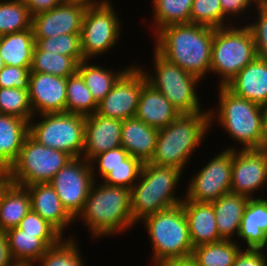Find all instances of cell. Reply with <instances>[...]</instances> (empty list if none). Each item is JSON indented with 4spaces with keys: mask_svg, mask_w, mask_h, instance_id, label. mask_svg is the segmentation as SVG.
Here are the masks:
<instances>
[{
    "mask_svg": "<svg viewBox=\"0 0 267 266\" xmlns=\"http://www.w3.org/2000/svg\"><path fill=\"white\" fill-rule=\"evenodd\" d=\"M141 222L150 237L153 251V266L162 263L191 258L193 245L189 236L188 222L183 206L144 217Z\"/></svg>",
    "mask_w": 267,
    "mask_h": 266,
    "instance_id": "8992f818",
    "label": "cell"
},
{
    "mask_svg": "<svg viewBox=\"0 0 267 266\" xmlns=\"http://www.w3.org/2000/svg\"><path fill=\"white\" fill-rule=\"evenodd\" d=\"M10 254L15 262H30L37 264L40 257L49 246L38 237V234L25 233L18 227L5 232Z\"/></svg>",
    "mask_w": 267,
    "mask_h": 266,
    "instance_id": "f546056e",
    "label": "cell"
},
{
    "mask_svg": "<svg viewBox=\"0 0 267 266\" xmlns=\"http://www.w3.org/2000/svg\"><path fill=\"white\" fill-rule=\"evenodd\" d=\"M158 266H197V265L191 258H188V259L168 261Z\"/></svg>",
    "mask_w": 267,
    "mask_h": 266,
    "instance_id": "816d5d0a",
    "label": "cell"
},
{
    "mask_svg": "<svg viewBox=\"0 0 267 266\" xmlns=\"http://www.w3.org/2000/svg\"><path fill=\"white\" fill-rule=\"evenodd\" d=\"M4 66H5V64H4L3 59H2V57H1V55H0V69H1L2 67H4Z\"/></svg>",
    "mask_w": 267,
    "mask_h": 266,
    "instance_id": "9f6ffc18",
    "label": "cell"
},
{
    "mask_svg": "<svg viewBox=\"0 0 267 266\" xmlns=\"http://www.w3.org/2000/svg\"><path fill=\"white\" fill-rule=\"evenodd\" d=\"M31 200V210L51 224L63 237L64 229L75 220L63 207L50 183L25 186Z\"/></svg>",
    "mask_w": 267,
    "mask_h": 266,
    "instance_id": "d6986e66",
    "label": "cell"
},
{
    "mask_svg": "<svg viewBox=\"0 0 267 266\" xmlns=\"http://www.w3.org/2000/svg\"><path fill=\"white\" fill-rule=\"evenodd\" d=\"M235 148H227L232 149L231 192L255 198V191L267 185V147Z\"/></svg>",
    "mask_w": 267,
    "mask_h": 266,
    "instance_id": "9a60e30c",
    "label": "cell"
},
{
    "mask_svg": "<svg viewBox=\"0 0 267 266\" xmlns=\"http://www.w3.org/2000/svg\"><path fill=\"white\" fill-rule=\"evenodd\" d=\"M255 7L257 20L247 26L253 34L257 57L267 59V0H260Z\"/></svg>",
    "mask_w": 267,
    "mask_h": 266,
    "instance_id": "b9f144b4",
    "label": "cell"
},
{
    "mask_svg": "<svg viewBox=\"0 0 267 266\" xmlns=\"http://www.w3.org/2000/svg\"><path fill=\"white\" fill-rule=\"evenodd\" d=\"M37 116L42 120L36 122L35 118L38 117L34 115L29 121V135L34 140L46 147L64 151L72 158L82 157L85 116L69 112L44 113Z\"/></svg>",
    "mask_w": 267,
    "mask_h": 266,
    "instance_id": "9c48e42d",
    "label": "cell"
},
{
    "mask_svg": "<svg viewBox=\"0 0 267 266\" xmlns=\"http://www.w3.org/2000/svg\"><path fill=\"white\" fill-rule=\"evenodd\" d=\"M30 67L5 65L0 69V88L29 90Z\"/></svg>",
    "mask_w": 267,
    "mask_h": 266,
    "instance_id": "ee69618b",
    "label": "cell"
},
{
    "mask_svg": "<svg viewBox=\"0 0 267 266\" xmlns=\"http://www.w3.org/2000/svg\"><path fill=\"white\" fill-rule=\"evenodd\" d=\"M122 121L96 113L85 116L84 150L82 157L91 161L95 156L121 146Z\"/></svg>",
    "mask_w": 267,
    "mask_h": 266,
    "instance_id": "ac0fdd59",
    "label": "cell"
},
{
    "mask_svg": "<svg viewBox=\"0 0 267 266\" xmlns=\"http://www.w3.org/2000/svg\"><path fill=\"white\" fill-rule=\"evenodd\" d=\"M28 135V121L0 114V168L9 169L17 160Z\"/></svg>",
    "mask_w": 267,
    "mask_h": 266,
    "instance_id": "d4e9b609",
    "label": "cell"
},
{
    "mask_svg": "<svg viewBox=\"0 0 267 266\" xmlns=\"http://www.w3.org/2000/svg\"><path fill=\"white\" fill-rule=\"evenodd\" d=\"M18 228L25 233L38 234L48 246L56 244L62 238L51 224L32 210L20 221Z\"/></svg>",
    "mask_w": 267,
    "mask_h": 266,
    "instance_id": "60d3db41",
    "label": "cell"
},
{
    "mask_svg": "<svg viewBox=\"0 0 267 266\" xmlns=\"http://www.w3.org/2000/svg\"><path fill=\"white\" fill-rule=\"evenodd\" d=\"M152 3L153 35L169 25L190 23L193 0H152Z\"/></svg>",
    "mask_w": 267,
    "mask_h": 266,
    "instance_id": "1f68e13d",
    "label": "cell"
},
{
    "mask_svg": "<svg viewBox=\"0 0 267 266\" xmlns=\"http://www.w3.org/2000/svg\"><path fill=\"white\" fill-rule=\"evenodd\" d=\"M77 67L78 63L72 57L42 51L35 44L30 72H40L67 78L77 72Z\"/></svg>",
    "mask_w": 267,
    "mask_h": 266,
    "instance_id": "836d02e7",
    "label": "cell"
},
{
    "mask_svg": "<svg viewBox=\"0 0 267 266\" xmlns=\"http://www.w3.org/2000/svg\"><path fill=\"white\" fill-rule=\"evenodd\" d=\"M154 36L153 49L168 61L201 80L210 73L213 28L193 23L173 24Z\"/></svg>",
    "mask_w": 267,
    "mask_h": 266,
    "instance_id": "6da1fadb",
    "label": "cell"
},
{
    "mask_svg": "<svg viewBox=\"0 0 267 266\" xmlns=\"http://www.w3.org/2000/svg\"><path fill=\"white\" fill-rule=\"evenodd\" d=\"M233 266H267V258L260 249L244 248L237 255Z\"/></svg>",
    "mask_w": 267,
    "mask_h": 266,
    "instance_id": "bcb514c9",
    "label": "cell"
},
{
    "mask_svg": "<svg viewBox=\"0 0 267 266\" xmlns=\"http://www.w3.org/2000/svg\"><path fill=\"white\" fill-rule=\"evenodd\" d=\"M264 147H267V104L261 106Z\"/></svg>",
    "mask_w": 267,
    "mask_h": 266,
    "instance_id": "f5cc1de1",
    "label": "cell"
},
{
    "mask_svg": "<svg viewBox=\"0 0 267 266\" xmlns=\"http://www.w3.org/2000/svg\"><path fill=\"white\" fill-rule=\"evenodd\" d=\"M90 162L83 157L71 158L49 182L63 207L76 220L94 183Z\"/></svg>",
    "mask_w": 267,
    "mask_h": 266,
    "instance_id": "7c38bea8",
    "label": "cell"
},
{
    "mask_svg": "<svg viewBox=\"0 0 267 266\" xmlns=\"http://www.w3.org/2000/svg\"><path fill=\"white\" fill-rule=\"evenodd\" d=\"M256 57L255 41L248 26L213 28L210 72L220 76V86H225Z\"/></svg>",
    "mask_w": 267,
    "mask_h": 266,
    "instance_id": "52a82bcc",
    "label": "cell"
},
{
    "mask_svg": "<svg viewBox=\"0 0 267 266\" xmlns=\"http://www.w3.org/2000/svg\"><path fill=\"white\" fill-rule=\"evenodd\" d=\"M232 149L215 155L191 178L184 197L189 201L211 203L231 192Z\"/></svg>",
    "mask_w": 267,
    "mask_h": 266,
    "instance_id": "4fadbf2b",
    "label": "cell"
},
{
    "mask_svg": "<svg viewBox=\"0 0 267 266\" xmlns=\"http://www.w3.org/2000/svg\"><path fill=\"white\" fill-rule=\"evenodd\" d=\"M249 199L247 196L229 192L211 202L217 230L222 240H234L235 234L238 237L242 216Z\"/></svg>",
    "mask_w": 267,
    "mask_h": 266,
    "instance_id": "cb8c5ba5",
    "label": "cell"
},
{
    "mask_svg": "<svg viewBox=\"0 0 267 266\" xmlns=\"http://www.w3.org/2000/svg\"><path fill=\"white\" fill-rule=\"evenodd\" d=\"M142 166L143 162L139 158L129 155L125 159V165H119L112 168L101 182L110 186L131 189L138 181Z\"/></svg>",
    "mask_w": 267,
    "mask_h": 266,
    "instance_id": "ab89813d",
    "label": "cell"
},
{
    "mask_svg": "<svg viewBox=\"0 0 267 266\" xmlns=\"http://www.w3.org/2000/svg\"><path fill=\"white\" fill-rule=\"evenodd\" d=\"M66 2H71V3H77V4H81L84 5L85 7H93V6H100V5H104L107 4L111 1L109 0H64Z\"/></svg>",
    "mask_w": 267,
    "mask_h": 266,
    "instance_id": "f907efd6",
    "label": "cell"
},
{
    "mask_svg": "<svg viewBox=\"0 0 267 266\" xmlns=\"http://www.w3.org/2000/svg\"><path fill=\"white\" fill-rule=\"evenodd\" d=\"M236 240H220L217 243L202 244L193 248L191 259L197 266H233L241 251Z\"/></svg>",
    "mask_w": 267,
    "mask_h": 266,
    "instance_id": "f1b7e54d",
    "label": "cell"
},
{
    "mask_svg": "<svg viewBox=\"0 0 267 266\" xmlns=\"http://www.w3.org/2000/svg\"><path fill=\"white\" fill-rule=\"evenodd\" d=\"M267 233V198L248 200L242 216L238 237L245 241L247 248L260 249Z\"/></svg>",
    "mask_w": 267,
    "mask_h": 266,
    "instance_id": "484cf974",
    "label": "cell"
},
{
    "mask_svg": "<svg viewBox=\"0 0 267 266\" xmlns=\"http://www.w3.org/2000/svg\"><path fill=\"white\" fill-rule=\"evenodd\" d=\"M71 158L66 152L46 147L28 135L8 170L12 182L22 187L49 183Z\"/></svg>",
    "mask_w": 267,
    "mask_h": 266,
    "instance_id": "30bf717a",
    "label": "cell"
},
{
    "mask_svg": "<svg viewBox=\"0 0 267 266\" xmlns=\"http://www.w3.org/2000/svg\"><path fill=\"white\" fill-rule=\"evenodd\" d=\"M225 86L243 99L261 106L267 104V59L256 57Z\"/></svg>",
    "mask_w": 267,
    "mask_h": 266,
    "instance_id": "ffe728a7",
    "label": "cell"
},
{
    "mask_svg": "<svg viewBox=\"0 0 267 266\" xmlns=\"http://www.w3.org/2000/svg\"><path fill=\"white\" fill-rule=\"evenodd\" d=\"M0 114L31 121L34 114L30 104L29 90L0 88Z\"/></svg>",
    "mask_w": 267,
    "mask_h": 266,
    "instance_id": "74e56055",
    "label": "cell"
},
{
    "mask_svg": "<svg viewBox=\"0 0 267 266\" xmlns=\"http://www.w3.org/2000/svg\"><path fill=\"white\" fill-rule=\"evenodd\" d=\"M90 60H83L78 64L77 72L83 78L85 85L93 98L99 103L112 89L119 77L129 68L125 67L118 72L102 66L90 65Z\"/></svg>",
    "mask_w": 267,
    "mask_h": 266,
    "instance_id": "4dcf8cb0",
    "label": "cell"
},
{
    "mask_svg": "<svg viewBox=\"0 0 267 266\" xmlns=\"http://www.w3.org/2000/svg\"><path fill=\"white\" fill-rule=\"evenodd\" d=\"M181 205L188 222L193 247L222 240L217 230L212 203L189 201L184 198Z\"/></svg>",
    "mask_w": 267,
    "mask_h": 266,
    "instance_id": "7402d4cb",
    "label": "cell"
},
{
    "mask_svg": "<svg viewBox=\"0 0 267 266\" xmlns=\"http://www.w3.org/2000/svg\"><path fill=\"white\" fill-rule=\"evenodd\" d=\"M210 112L180 114L167 127L159 129L151 164L172 166L182 172L210 130Z\"/></svg>",
    "mask_w": 267,
    "mask_h": 266,
    "instance_id": "3957f363",
    "label": "cell"
},
{
    "mask_svg": "<svg viewBox=\"0 0 267 266\" xmlns=\"http://www.w3.org/2000/svg\"><path fill=\"white\" fill-rule=\"evenodd\" d=\"M114 10L111 2L86 8L80 33L85 60L111 51L110 48H114L120 39L122 24Z\"/></svg>",
    "mask_w": 267,
    "mask_h": 266,
    "instance_id": "8fae6325",
    "label": "cell"
},
{
    "mask_svg": "<svg viewBox=\"0 0 267 266\" xmlns=\"http://www.w3.org/2000/svg\"><path fill=\"white\" fill-rule=\"evenodd\" d=\"M36 266L37 264L30 263V262H13L10 266Z\"/></svg>",
    "mask_w": 267,
    "mask_h": 266,
    "instance_id": "db71d44e",
    "label": "cell"
},
{
    "mask_svg": "<svg viewBox=\"0 0 267 266\" xmlns=\"http://www.w3.org/2000/svg\"><path fill=\"white\" fill-rule=\"evenodd\" d=\"M182 171L172 166L144 162L138 181L132 186L131 212L136 223L144 217L170 209L183 202L175 195Z\"/></svg>",
    "mask_w": 267,
    "mask_h": 266,
    "instance_id": "277c9868",
    "label": "cell"
},
{
    "mask_svg": "<svg viewBox=\"0 0 267 266\" xmlns=\"http://www.w3.org/2000/svg\"><path fill=\"white\" fill-rule=\"evenodd\" d=\"M96 181L91 186L82 212L78 215L90 230L91 238L127 231L136 222L131 212V191Z\"/></svg>",
    "mask_w": 267,
    "mask_h": 266,
    "instance_id": "7a4b0ae2",
    "label": "cell"
},
{
    "mask_svg": "<svg viewBox=\"0 0 267 266\" xmlns=\"http://www.w3.org/2000/svg\"><path fill=\"white\" fill-rule=\"evenodd\" d=\"M13 262L6 233L0 231V266H10Z\"/></svg>",
    "mask_w": 267,
    "mask_h": 266,
    "instance_id": "c3c4849f",
    "label": "cell"
},
{
    "mask_svg": "<svg viewBox=\"0 0 267 266\" xmlns=\"http://www.w3.org/2000/svg\"><path fill=\"white\" fill-rule=\"evenodd\" d=\"M226 21L220 0H193L190 23L217 29L228 26Z\"/></svg>",
    "mask_w": 267,
    "mask_h": 266,
    "instance_id": "f35d334b",
    "label": "cell"
},
{
    "mask_svg": "<svg viewBox=\"0 0 267 266\" xmlns=\"http://www.w3.org/2000/svg\"><path fill=\"white\" fill-rule=\"evenodd\" d=\"M67 78L31 72L29 99L33 114L66 112Z\"/></svg>",
    "mask_w": 267,
    "mask_h": 266,
    "instance_id": "e0dca14e",
    "label": "cell"
},
{
    "mask_svg": "<svg viewBox=\"0 0 267 266\" xmlns=\"http://www.w3.org/2000/svg\"><path fill=\"white\" fill-rule=\"evenodd\" d=\"M129 156V153L122 147L110 149L95 156L91 161V169L93 172V178L96 180V173L101 176V180L112 170V168L119 165H125V159ZM97 163L98 167H95ZM98 168V170H97ZM97 170V172H95Z\"/></svg>",
    "mask_w": 267,
    "mask_h": 266,
    "instance_id": "7bdbcfd3",
    "label": "cell"
},
{
    "mask_svg": "<svg viewBox=\"0 0 267 266\" xmlns=\"http://www.w3.org/2000/svg\"><path fill=\"white\" fill-rule=\"evenodd\" d=\"M159 129L132 117L122 121L121 146L130 156L149 162L154 155Z\"/></svg>",
    "mask_w": 267,
    "mask_h": 266,
    "instance_id": "603a6c76",
    "label": "cell"
},
{
    "mask_svg": "<svg viewBox=\"0 0 267 266\" xmlns=\"http://www.w3.org/2000/svg\"><path fill=\"white\" fill-rule=\"evenodd\" d=\"M30 210L31 200L27 188L12 183L0 202V231L18 227Z\"/></svg>",
    "mask_w": 267,
    "mask_h": 266,
    "instance_id": "83f0119b",
    "label": "cell"
},
{
    "mask_svg": "<svg viewBox=\"0 0 267 266\" xmlns=\"http://www.w3.org/2000/svg\"><path fill=\"white\" fill-rule=\"evenodd\" d=\"M153 53L155 73L143 71L147 82L161 92L180 114L204 112L196 93L201 79L168 61L155 49Z\"/></svg>",
    "mask_w": 267,
    "mask_h": 266,
    "instance_id": "ba28073f",
    "label": "cell"
},
{
    "mask_svg": "<svg viewBox=\"0 0 267 266\" xmlns=\"http://www.w3.org/2000/svg\"><path fill=\"white\" fill-rule=\"evenodd\" d=\"M180 112L147 81L143 84L135 118L156 129L167 127Z\"/></svg>",
    "mask_w": 267,
    "mask_h": 266,
    "instance_id": "44dd1931",
    "label": "cell"
},
{
    "mask_svg": "<svg viewBox=\"0 0 267 266\" xmlns=\"http://www.w3.org/2000/svg\"><path fill=\"white\" fill-rule=\"evenodd\" d=\"M32 29V15L23 0H0V36Z\"/></svg>",
    "mask_w": 267,
    "mask_h": 266,
    "instance_id": "e575fe53",
    "label": "cell"
},
{
    "mask_svg": "<svg viewBox=\"0 0 267 266\" xmlns=\"http://www.w3.org/2000/svg\"><path fill=\"white\" fill-rule=\"evenodd\" d=\"M86 8L81 4L63 1L49 11L33 15L32 30L34 38L81 33Z\"/></svg>",
    "mask_w": 267,
    "mask_h": 266,
    "instance_id": "2e32d148",
    "label": "cell"
},
{
    "mask_svg": "<svg viewBox=\"0 0 267 266\" xmlns=\"http://www.w3.org/2000/svg\"><path fill=\"white\" fill-rule=\"evenodd\" d=\"M34 47L32 29L0 36V55L7 66L31 67Z\"/></svg>",
    "mask_w": 267,
    "mask_h": 266,
    "instance_id": "4316f807",
    "label": "cell"
},
{
    "mask_svg": "<svg viewBox=\"0 0 267 266\" xmlns=\"http://www.w3.org/2000/svg\"><path fill=\"white\" fill-rule=\"evenodd\" d=\"M72 239V240H71ZM76 239L61 238L56 244L49 246L38 260L39 266H85Z\"/></svg>",
    "mask_w": 267,
    "mask_h": 266,
    "instance_id": "d590c367",
    "label": "cell"
},
{
    "mask_svg": "<svg viewBox=\"0 0 267 266\" xmlns=\"http://www.w3.org/2000/svg\"><path fill=\"white\" fill-rule=\"evenodd\" d=\"M267 248V233L265 234V241L264 244L261 246L260 250L263 251V254L266 256L267 258V252H265L264 250H266ZM264 249V250H263ZM265 252V253H264Z\"/></svg>",
    "mask_w": 267,
    "mask_h": 266,
    "instance_id": "11a10c76",
    "label": "cell"
},
{
    "mask_svg": "<svg viewBox=\"0 0 267 266\" xmlns=\"http://www.w3.org/2000/svg\"><path fill=\"white\" fill-rule=\"evenodd\" d=\"M63 1L64 0H23L32 16L40 12L49 11Z\"/></svg>",
    "mask_w": 267,
    "mask_h": 266,
    "instance_id": "7dc6e473",
    "label": "cell"
},
{
    "mask_svg": "<svg viewBox=\"0 0 267 266\" xmlns=\"http://www.w3.org/2000/svg\"><path fill=\"white\" fill-rule=\"evenodd\" d=\"M260 0H220L221 9L223 15L229 19L228 26L232 25V22L229 17H240V15H244V12H247V9L254 4V7ZM235 15V16H234ZM230 22V23H229Z\"/></svg>",
    "mask_w": 267,
    "mask_h": 266,
    "instance_id": "f6af8a7d",
    "label": "cell"
},
{
    "mask_svg": "<svg viewBox=\"0 0 267 266\" xmlns=\"http://www.w3.org/2000/svg\"><path fill=\"white\" fill-rule=\"evenodd\" d=\"M218 86L219 105L209 110L210 125L216 119L242 149L264 148L261 105L235 95L226 86Z\"/></svg>",
    "mask_w": 267,
    "mask_h": 266,
    "instance_id": "5b68a950",
    "label": "cell"
},
{
    "mask_svg": "<svg viewBox=\"0 0 267 266\" xmlns=\"http://www.w3.org/2000/svg\"><path fill=\"white\" fill-rule=\"evenodd\" d=\"M98 103L85 85L81 75L76 72L67 77L66 112L88 116L96 113Z\"/></svg>",
    "mask_w": 267,
    "mask_h": 266,
    "instance_id": "d6a6232c",
    "label": "cell"
},
{
    "mask_svg": "<svg viewBox=\"0 0 267 266\" xmlns=\"http://www.w3.org/2000/svg\"><path fill=\"white\" fill-rule=\"evenodd\" d=\"M34 40L42 51L72 57L78 64L85 60L82 54L80 33L34 38Z\"/></svg>",
    "mask_w": 267,
    "mask_h": 266,
    "instance_id": "8d00e7d4",
    "label": "cell"
},
{
    "mask_svg": "<svg viewBox=\"0 0 267 266\" xmlns=\"http://www.w3.org/2000/svg\"><path fill=\"white\" fill-rule=\"evenodd\" d=\"M12 183L9 170L6 168H0V202L3 194Z\"/></svg>",
    "mask_w": 267,
    "mask_h": 266,
    "instance_id": "681fc988",
    "label": "cell"
},
{
    "mask_svg": "<svg viewBox=\"0 0 267 266\" xmlns=\"http://www.w3.org/2000/svg\"><path fill=\"white\" fill-rule=\"evenodd\" d=\"M140 66H129L98 103L96 114L124 121L135 116L143 84L147 81Z\"/></svg>",
    "mask_w": 267,
    "mask_h": 266,
    "instance_id": "5bb4252c",
    "label": "cell"
}]
</instances>
